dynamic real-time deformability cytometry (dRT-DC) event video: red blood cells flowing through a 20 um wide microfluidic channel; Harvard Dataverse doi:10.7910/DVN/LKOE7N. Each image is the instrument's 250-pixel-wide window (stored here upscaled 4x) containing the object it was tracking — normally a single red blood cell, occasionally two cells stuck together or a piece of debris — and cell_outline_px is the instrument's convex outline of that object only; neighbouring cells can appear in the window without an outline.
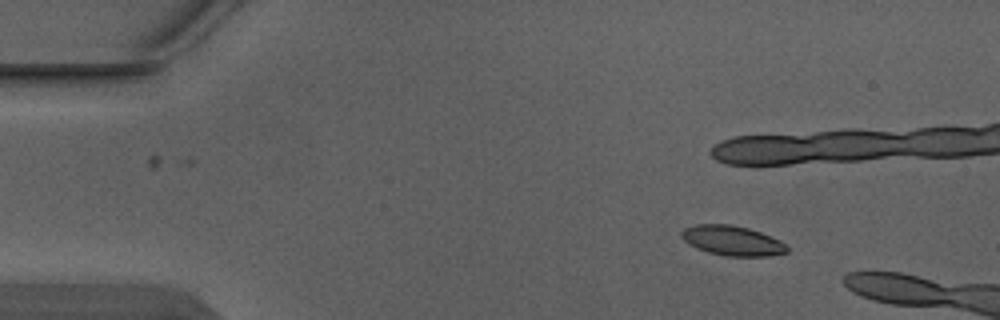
{"species": "Egyptian fruit bat (a non-hibernating species)", "species_latin": "Rousettus aegyptiacus", "temperature_condition": "warm", "stored_images_in_passage": 3, "camera_frame_rate_fps": 3000, "um_per_image_px": 0.085, "animal": {"sex": "male"}, "frame": {"image": 1, "passage_image": 1, "time_ms": 0.0, "image_size_px": [1000, 320], "cell_outline_px": [[788, 252], [768, 256], [724, 256], [708, 252], [696, 248], [688, 244], [680, 236], [680, 232], [684, 228], [696, 224], [732, 224], [748, 228], [772, 236], [788, 244]], "centroid_in_image_um": [62.25, 20.45], "position_along_channel_um": 22.8, "area_um2": 18.61}}